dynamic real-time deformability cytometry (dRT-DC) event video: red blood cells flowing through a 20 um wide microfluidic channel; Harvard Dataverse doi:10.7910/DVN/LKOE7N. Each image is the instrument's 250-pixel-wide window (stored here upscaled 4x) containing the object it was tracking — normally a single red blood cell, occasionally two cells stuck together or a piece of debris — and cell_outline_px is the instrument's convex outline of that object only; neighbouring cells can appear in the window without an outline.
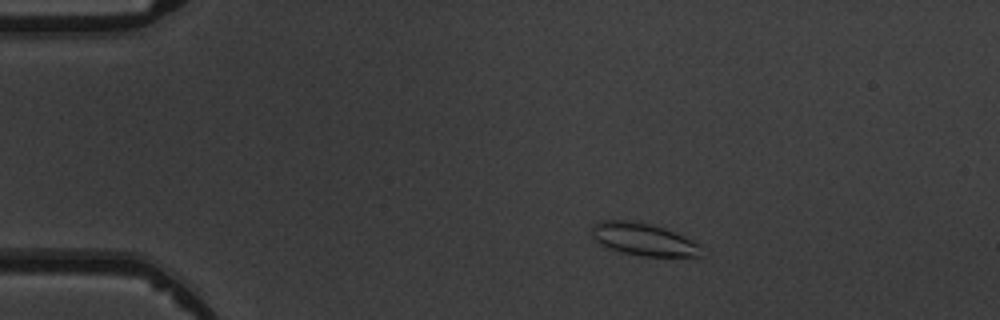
{"species": "common noctule bat (a hibernating species)", "species_latin": "Nyctalus noctula", "temperature_condition": "warm", "stored_images_in_passage": 6, "camera_frame_rate_fps": 3000, "um_per_image_px": 0.085, "animal": {"sex": "male", "body_mass_g": 19.5, "forearm_length_mm": 54.6}, "frame": {"image": 1, "passage_image": 2, "time_ms": 2.0, "image_size_px": [1000, 320], "cell_outline_px": [[708, 256], [644, 256], [620, 252], [608, 248], [600, 244], [592, 236], [592, 228], [600, 220], [632, 220], [652, 224], [664, 228], [704, 244]], "centroid_in_image_um": [54.82, 20.36], "position_along_channel_um": 30.2, "area_um2": 21.27}}
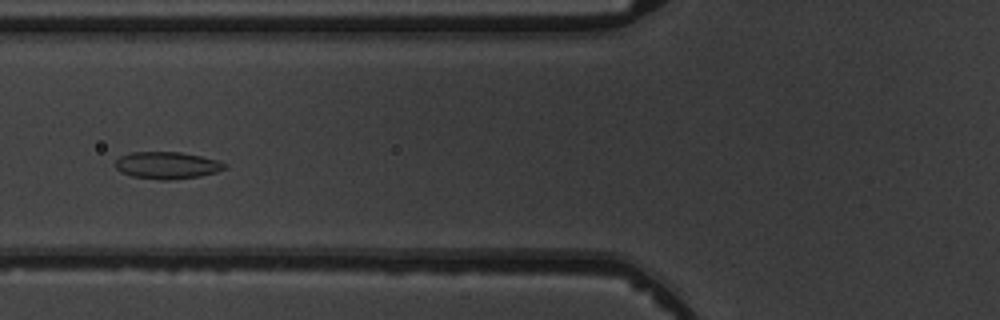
{"frame": {"image": 2, "passage_image": 5, "time_ms": 5.667, "image_size_px": [1000, 320], "cell_outline_px": [[228, 164], [224, 168], [216, 172], [200, 176], [172, 180], [160, 180], [132, 176], [120, 172], [116, 168], [116, 160], [120, 156], [132, 152], [180, 152], [200, 156], [216, 160]], "centroid_in_image_um": [14.18, 14.06], "position_along_channel_um": 111.6, "area_um2": 17.17}}
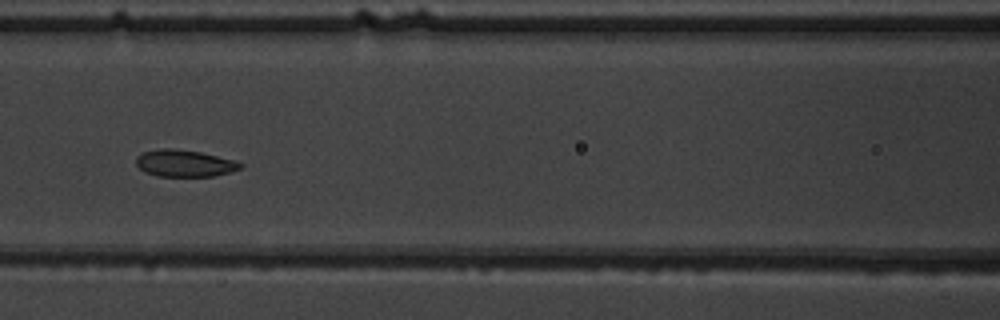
{"frame": {"image": 3, "passage_image": 6, "time_ms": 6.667, "image_size_px": [1000, 320], "cell_outline_px": [[244, 164], [240, 168], [232, 172], [216, 176], [156, 176], [144, 172], [136, 164], [136, 156], [144, 152], [160, 148], [172, 148], [200, 152], [236, 160]], "centroid_in_image_um": [15.7, 13.88], "position_along_channel_um": 150.9, "area_um2": 16.47}}